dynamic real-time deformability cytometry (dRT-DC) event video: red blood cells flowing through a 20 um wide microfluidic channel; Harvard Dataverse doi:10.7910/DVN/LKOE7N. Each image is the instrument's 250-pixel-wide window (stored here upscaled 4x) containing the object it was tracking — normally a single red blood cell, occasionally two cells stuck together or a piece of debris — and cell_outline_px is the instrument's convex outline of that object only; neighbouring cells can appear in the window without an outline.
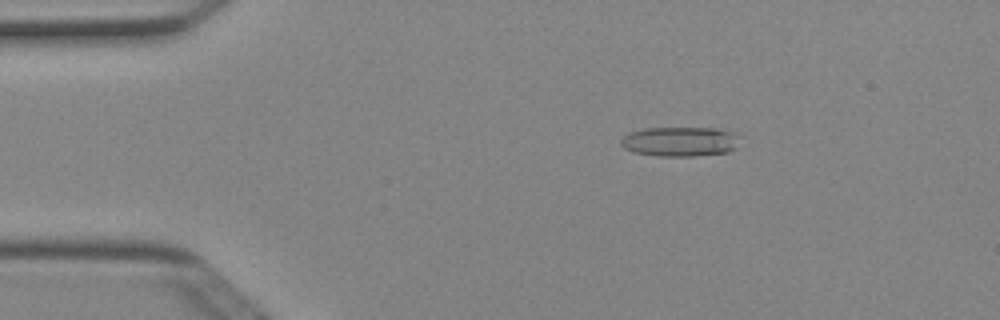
{"species": "Egyptian fruit bat (a non-hibernating species)", "species_latin": "Rousettus aegyptiacus", "temperature_condition": "cold", "stored_images_in_passage": 42, "camera_frame_rate_fps": 3000, "um_per_image_px": 0.085, "animal": {"sex": "female"}, "frame": {"image": 1, "passage_image": 1, "time_ms": 0.0, "image_size_px": [1000, 320], "cell_outline_px": [[740, 136], [736, 148], [728, 152], [696, 156], [656, 156], [632, 152], [624, 148], [620, 144], [620, 140], [628, 132], [644, 128], [716, 128], [736, 132]], "centroid_in_image_um": [57.81, 12.03], "position_along_channel_um": 27.2, "area_um2": 20.92}}
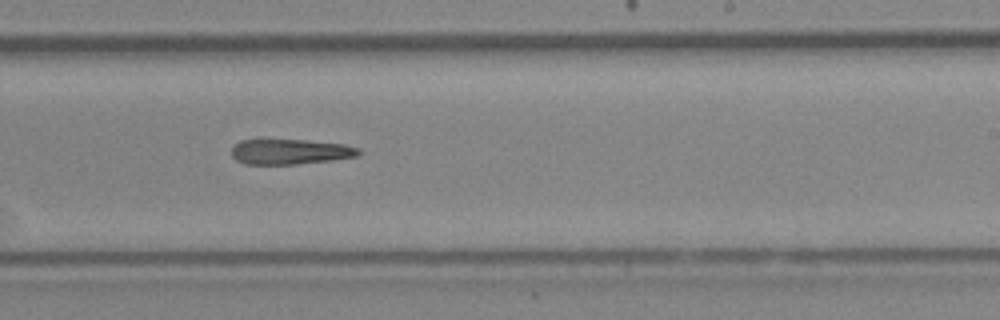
{"frame": {"image": 2, "passage_image": 23, "time_ms": 7.333, "image_size_px": [1000, 320], "cell_outline_px": [[360, 152], [356, 156], [332, 160], [296, 164], [244, 164], [236, 160], [232, 156], [232, 144], [240, 140], [308, 140], [344, 144], [360, 148]], "centroid_in_image_um": [24.64, 12.89], "position_along_channel_um": 264.4, "area_um2": 18.73}}
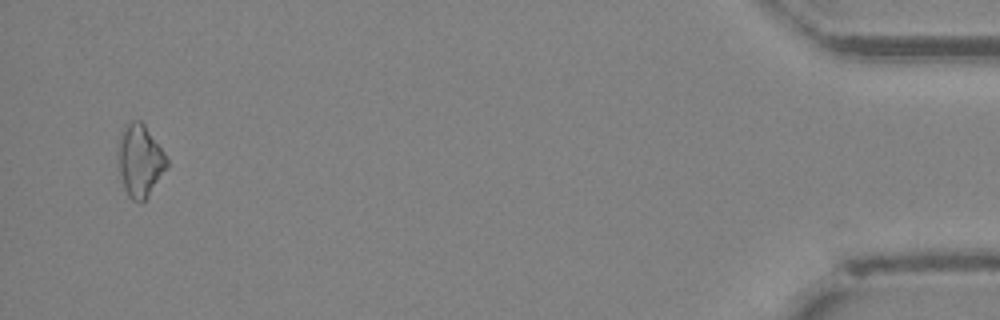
{"frame": {"image": 3, "passage_image": 41, "time_ms": 13.333, "image_size_px": [1000, 320], "cell_outline_px": [[168, 168], [144, 200], [140, 204], [132, 200], [128, 196], [124, 188], [120, 172], [116, 152], [120, 132], [132, 120], [140, 120], [144, 124], [164, 152], [168, 160]], "centroid_in_image_um": [11.88, 13.65], "position_along_channel_um": 423.3, "area_um2": 20.63}}